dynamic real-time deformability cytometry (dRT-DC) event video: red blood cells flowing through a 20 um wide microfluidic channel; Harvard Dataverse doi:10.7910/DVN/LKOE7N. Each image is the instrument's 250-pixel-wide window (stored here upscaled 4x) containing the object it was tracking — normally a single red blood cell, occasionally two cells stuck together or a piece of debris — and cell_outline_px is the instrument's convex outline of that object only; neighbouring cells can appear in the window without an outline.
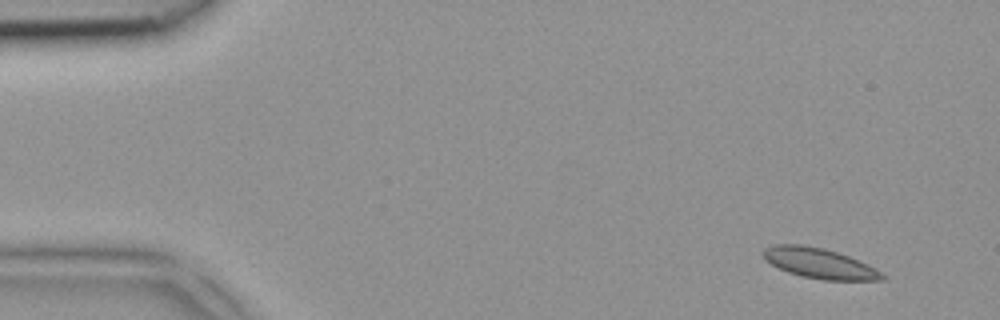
{"species": "common noctule bat (a hibernating species)", "species_latin": "Nyctalus noctula", "temperature_condition": "room temperature", "stored_images_in_passage": 4, "camera_frame_rate_fps": 3000, "um_per_image_px": 0.085, "animal": {"sex": "female", "body_mass_g": 18.4}, "frame": {"image": 1, "passage_image": 1, "time_ms": 0.0, "image_size_px": [1000, 320], "cell_outline_px": [[888, 276], [884, 280], [824, 280], [800, 276], [788, 272], [764, 260], [760, 252], [764, 248], [772, 244], [800, 244], [824, 248], [848, 256], [868, 264]], "centroid_in_image_um": [69.62, 22.37], "position_along_channel_um": 15.4, "area_um2": 21.15}}
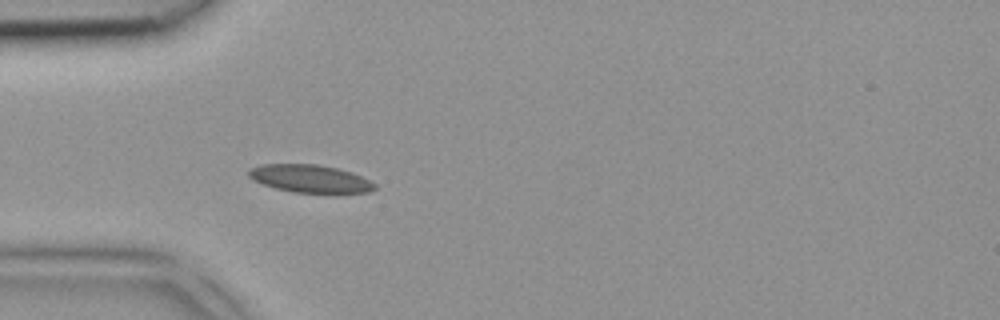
{"frame": {"image": 2, "passage_image": 4, "time_ms": 1.0, "image_size_px": [1000, 320], "cell_outline_px": [[376, 188], [368, 192], [336, 196], [292, 192], [276, 188], [252, 180], [248, 176], [248, 172], [252, 168], [260, 164], [316, 164], [336, 168], [352, 172], [376, 184]], "centroid_in_image_um": [26.42, 15.24], "position_along_channel_um": 58.6, "area_um2": 21.15}}